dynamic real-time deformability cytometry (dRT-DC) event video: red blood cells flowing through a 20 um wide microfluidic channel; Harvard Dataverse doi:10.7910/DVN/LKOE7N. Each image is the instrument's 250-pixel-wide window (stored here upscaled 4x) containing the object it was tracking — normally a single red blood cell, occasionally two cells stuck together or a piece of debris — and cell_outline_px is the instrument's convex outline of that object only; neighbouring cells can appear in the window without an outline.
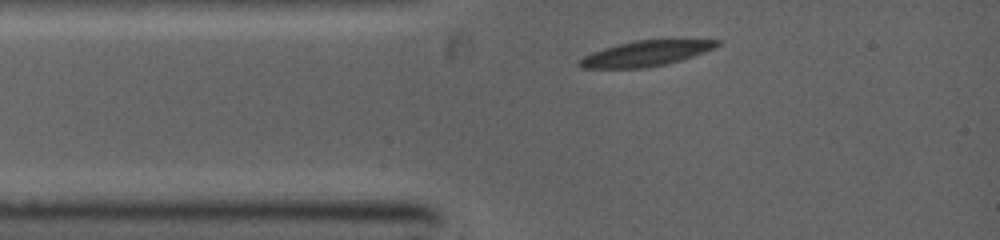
{"species": "common noctule bat (a hibernating species)", "species_latin": "Nyctalus noctula", "temperature_condition": "warm", "stored_images_in_passage": 5, "camera_frame_rate_fps": 5000, "um_per_image_px": 0.085, "animal": {"sex": "female", "body_mass_g": 19.0, "forearm_length_mm": 53.3}, "frame": {"image": 1, "passage_image": 1, "time_ms": 0.0, "image_size_px": [1000, 240], "cell_outline_px": [[720, 44], [716, 48], [680, 60], [648, 68], [580, 68], [576, 64], [584, 56], [592, 52], [604, 48], [636, 40], [668, 36], [672, 36], [720, 40]], "centroid_in_image_um": [55.02, 4.48], "position_along_channel_um": 30.0, "area_um2": 21.39}}
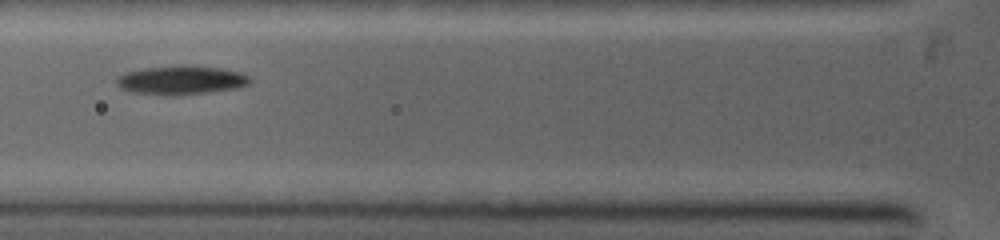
{"frame": {"image": 2, "passage_image": 3, "time_ms": 2.0, "image_size_px": [1000, 240], "cell_outline_px": [[252, 80], [248, 84], [236, 88], [208, 92], [172, 96], [164, 96], [132, 92], [120, 88], [116, 84], [116, 76], [124, 72], [144, 68], [184, 64], [224, 68], [240, 72], [248, 76]], "centroid_in_image_um": [15.35, 6.8], "position_along_channel_um": 110.4, "area_um2": 22.89}}
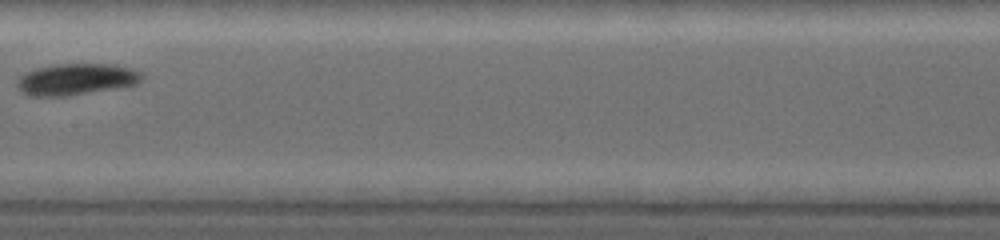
{"frame": {"image": 3, "passage_image": 5, "time_ms": 4.0, "image_size_px": [1000, 240], "cell_outline_px": [[144, 76], [136, 84], [120, 88], [64, 96], [28, 96], [16, 84], [16, 80], [24, 72], [36, 68], [56, 64], [116, 64], [132, 68], [140, 72]], "centroid_in_image_um": [6.49, 6.73], "position_along_channel_um": 200.9, "area_um2": 23.0}}